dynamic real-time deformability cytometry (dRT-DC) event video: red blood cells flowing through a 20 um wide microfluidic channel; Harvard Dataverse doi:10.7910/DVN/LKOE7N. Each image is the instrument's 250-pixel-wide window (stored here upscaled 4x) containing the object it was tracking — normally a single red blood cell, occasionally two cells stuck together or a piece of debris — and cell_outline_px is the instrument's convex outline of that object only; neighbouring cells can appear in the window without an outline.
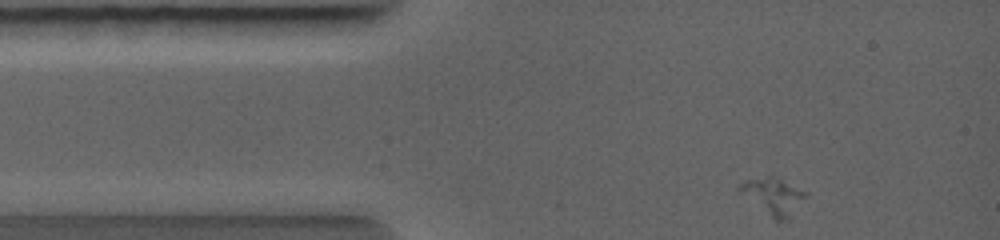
{"species": "common noctule bat (a hibernating species)", "species_latin": "Nyctalus noctula", "temperature_condition": "warm", "stored_images_in_passage": 9, "camera_frame_rate_fps": 5000, "um_per_image_px": 0.085, "animal": {"sex": "female", "body_mass_g": 19.0, "forearm_length_mm": 56.7}, "frame": {"image": 1, "passage_image": 1, "time_ms": 0.0, "image_size_px": [1000, 240], "cell_outline_px": [[808, 196], [788, 220], [776, 220], [736, 188], [744, 180], [768, 176], [772, 176], [808, 192]], "centroid_in_image_um": [65.78, 16.66], "position_along_channel_um": 19.2, "area_um2": 13.64}}